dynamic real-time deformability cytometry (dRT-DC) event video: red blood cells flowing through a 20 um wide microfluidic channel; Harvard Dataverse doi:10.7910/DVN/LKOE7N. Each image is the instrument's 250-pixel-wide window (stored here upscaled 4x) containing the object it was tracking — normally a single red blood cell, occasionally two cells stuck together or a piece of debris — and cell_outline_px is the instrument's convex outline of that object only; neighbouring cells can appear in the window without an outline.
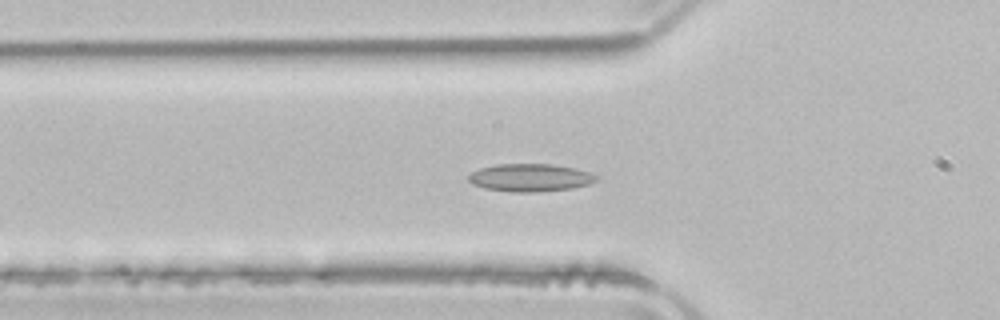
{"species": "common noctule bat (a hibernating species)", "species_latin": "Nyctalus noctula", "temperature_condition": "room temperature", "stored_images_in_passage": 52, "camera_frame_rate_fps": 3000, "um_per_image_px": 0.085, "animal": {"sex": "male", "body_mass_g": 21.5, "forearm_length_mm": 52.0}, "frame": {"image": 1, "passage_image": 17, "time_ms": 5.333, "image_size_px": [1000, 320], "cell_outline_px": [[600, 176], [596, 180], [588, 184], [572, 188], [536, 192], [512, 192], [484, 188], [472, 184], [468, 180], [468, 176], [472, 172], [480, 168], [496, 164], [552, 164], [576, 168]], "centroid_in_image_um": [45.06, 15.1], "position_along_channel_um": 80.7, "area_um2": 20.69}}
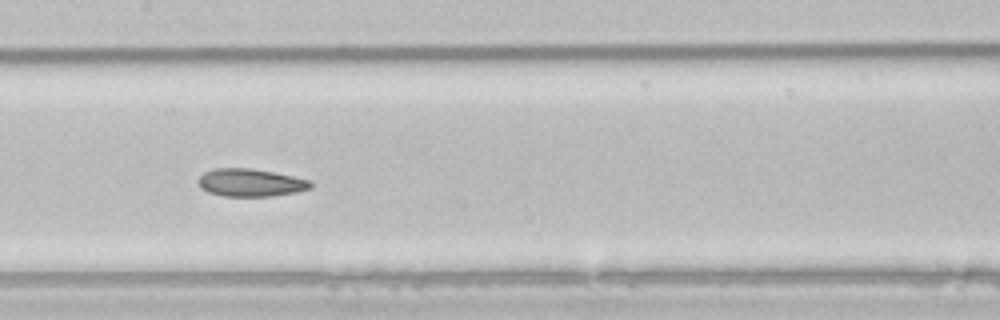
{"frame": {"image": 2, "passage_image": 25, "time_ms": 8.0, "image_size_px": [1000, 320], "cell_outline_px": [[312, 188], [296, 192], [272, 196], [224, 196], [208, 192], [200, 188], [200, 176], [204, 172], [216, 168], [252, 168], [312, 180]], "centroid_in_image_um": [21.32, 15.52], "position_along_channel_um": 186.1, "area_um2": 18.09}}
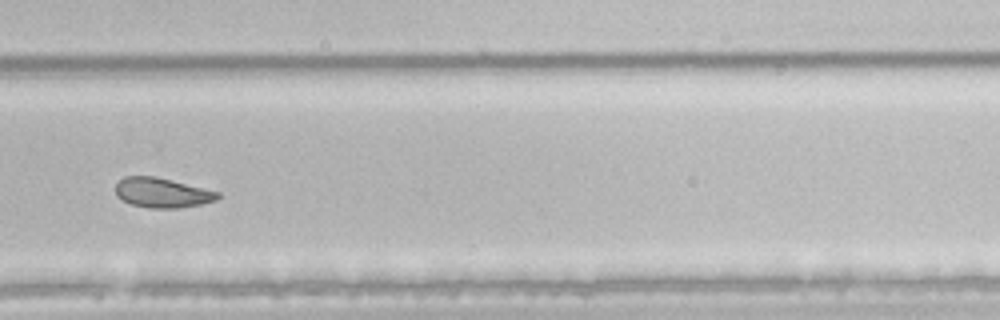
{"frame": {"image": 3, "passage_image": 35, "time_ms": 11.333, "image_size_px": [1000, 320], "cell_outline_px": [[220, 196], [216, 200], [200, 204], [180, 208], [148, 208], [132, 204], [116, 196], [116, 184], [124, 176], [152, 176], [220, 192]], "centroid_in_image_um": [13.77, 16.39], "position_along_channel_um": 316.0, "area_um2": 17.46}, "authors_computed_cell_mechanics": {"area_um2": 20.5768, "velocity_mm_per_s": 3.9258, "shape_relaxation_time_tau1_ms": null, "shape_relaxation_time_tau2_ms": 2.5388, "deformation_change_tau1": null, "deformation_change_tau2": 0.0775}}